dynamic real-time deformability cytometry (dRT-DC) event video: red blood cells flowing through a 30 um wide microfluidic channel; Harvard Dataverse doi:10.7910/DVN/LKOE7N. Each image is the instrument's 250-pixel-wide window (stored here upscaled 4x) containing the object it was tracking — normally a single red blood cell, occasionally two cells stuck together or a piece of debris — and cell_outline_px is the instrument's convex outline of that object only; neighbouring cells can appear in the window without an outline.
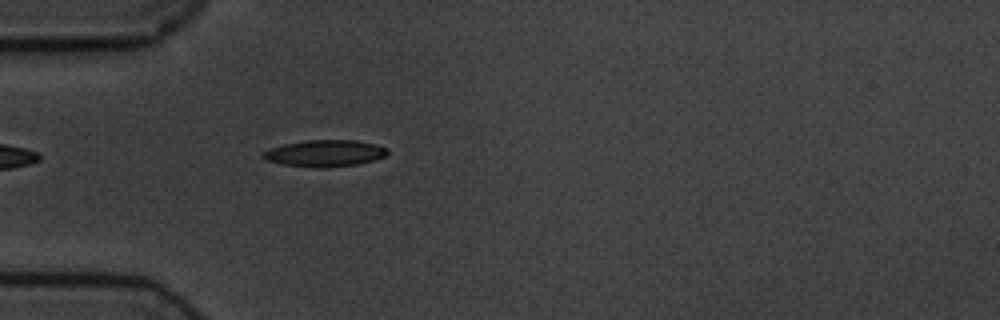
{"species": "common noctule bat (a hibernating species)", "species_latin": "Nyctalus noctula", "temperature_condition": "cold", "stored_images_in_passage": 38, "camera_frame_rate_fps": 3000, "um_per_image_px": 0.085, "animal": {"sex": "male", "body_mass_g": 19.5, "forearm_length_mm": 54.6}, "frame": {"image": 1, "passage_image": 1, "time_ms": 0.0, "image_size_px": [1000, 320], "cell_outline_px": [[388, 152], [384, 156], [372, 160], [356, 164], [324, 168], [320, 168], [284, 164], [268, 160], [260, 156], [264, 152], [272, 148], [284, 144], [308, 140], [356, 140], [376, 144], [388, 148]], "centroid_in_image_um": [27.64, 13.02], "position_along_channel_um": 57.4, "area_um2": 19.02}}
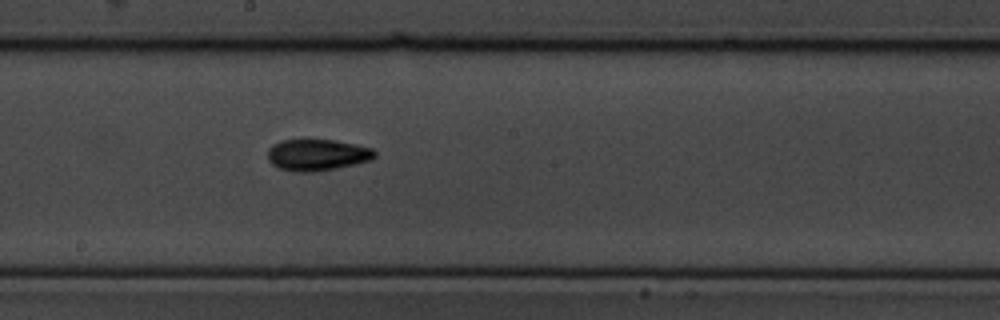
{"frame": {"image": 2, "passage_image": 16, "time_ms": 5.0, "image_size_px": [1000, 320], "cell_outline_px": [[376, 156], [372, 160], [336, 168], [312, 172], [304, 172], [280, 168], [272, 164], [268, 160], [268, 148], [272, 144], [280, 140], [304, 136], [336, 140], [372, 148], [376, 152]], "centroid_in_image_um": [26.93, 13.1], "position_along_channel_um": 221.3, "area_um2": 20.35}}
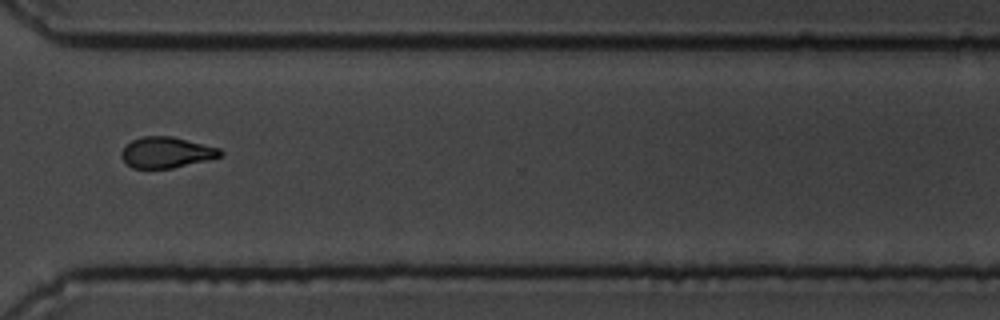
{"frame": {"image": 3, "passage_image": 28, "time_ms": 9.0, "image_size_px": [1000, 320], "cell_outline_px": [[224, 152], [220, 156], [208, 160], [172, 168], [132, 168], [120, 156], [120, 152], [132, 140], [144, 136], [172, 136], [220, 148]], "centroid_in_image_um": [14.16, 12.95], "position_along_channel_um": 356.4, "area_um2": 17.69}, "authors_computed_cell_mechanics": {"area_um2": 18.3515, "velocity_mm_per_s": 3.3761, "shape_relaxation_time_tau1_ms": 4.0347, "shape_relaxation_time_tau2_ms": 3.4928, "deformation_change_tau1": 0.1499, "deformation_change_tau2": 0.103}}